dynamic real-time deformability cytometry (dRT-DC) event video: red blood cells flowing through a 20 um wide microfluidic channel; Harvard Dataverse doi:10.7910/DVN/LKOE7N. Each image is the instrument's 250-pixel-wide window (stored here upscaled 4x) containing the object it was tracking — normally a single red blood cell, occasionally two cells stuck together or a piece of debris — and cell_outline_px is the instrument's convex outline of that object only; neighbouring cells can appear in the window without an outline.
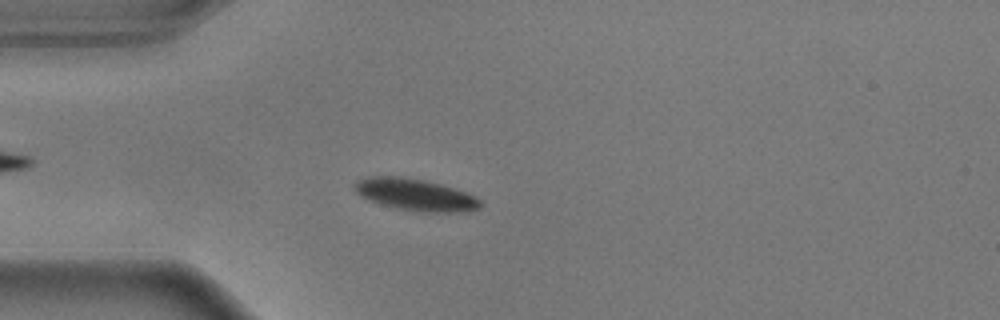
{"species": "common noctule bat (a hibernating species)", "species_latin": "Nyctalus noctula", "temperature_condition": "warm", "stored_images_in_passage": 56, "camera_frame_rate_fps": 3000, "um_per_image_px": 0.085, "animal": {"sex": "male", "body_mass_g": 17.9}, "frame": {"image": 1, "passage_image": 15, "time_ms": 4.667, "image_size_px": [1000, 320], "cell_outline_px": [[484, 204], [480, 208], [468, 212], [424, 212], [396, 208], [368, 200], [360, 196], [352, 188], [352, 184], [356, 180], [368, 176], [396, 176], [424, 180], [440, 184], [476, 196]], "centroid_in_image_um": [35.29, 16.55], "position_along_channel_um": 49.7, "area_um2": 23.52}}
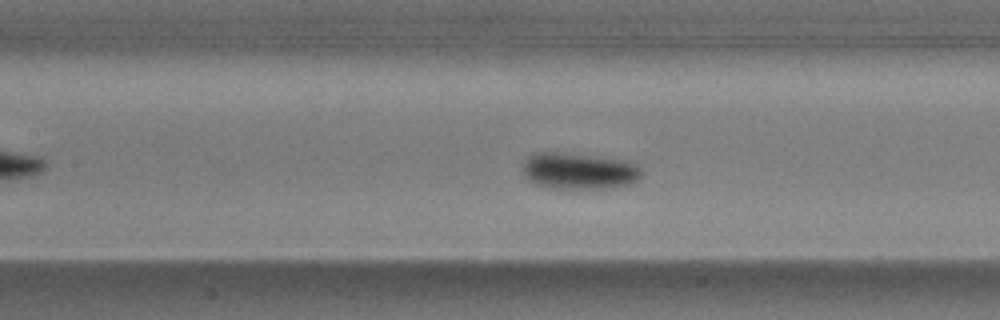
{"frame": {"image": 2, "passage_image": 25, "time_ms": 8.0, "image_size_px": [1000, 320], "cell_outline_px": [[644, 172], [632, 184], [604, 188], [552, 188], [536, 184], [528, 180], [524, 176], [524, 160], [528, 156], [536, 152], [556, 152], [628, 160], [636, 164]], "centroid_in_image_um": [49.22, 14.53], "position_along_channel_um": 158.2, "area_um2": 25.2}}
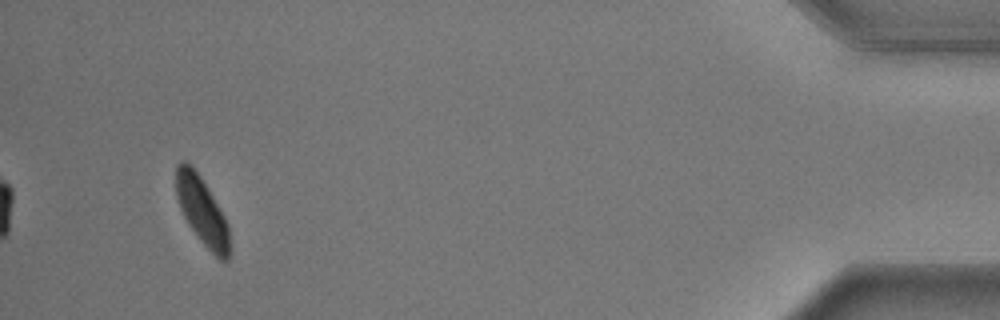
{"frame": {"image": 3, "passage_image": 53, "time_ms": 17.333, "image_size_px": [1000, 320], "cell_outline_px": [[232, 252], [228, 260], [224, 264], [200, 240], [188, 224], [180, 208], [176, 196], [176, 164], [180, 160], [184, 160], [200, 176], [208, 188], [224, 216], [228, 224], [232, 244]], "centroid_in_image_um": [17.22, 18.0], "position_along_channel_um": 418.0, "area_um2": 21.39}, "authors_computed_cell_mechanics": {"area_um2": 22.5709, "velocity_mm_per_s": 3.5705, "shape_relaxation_time_tau1_ms": 2.6912, "shape_relaxation_time_tau2_ms": null, "deformation_change_tau1": 0.1326, "deformation_change_tau2": null}}